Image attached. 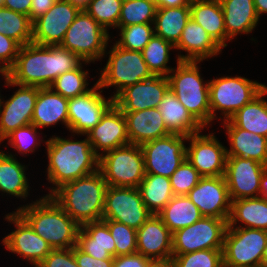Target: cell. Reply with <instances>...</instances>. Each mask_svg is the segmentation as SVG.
Instances as JSON below:
<instances>
[{
    "label": "cell",
    "instance_id": "obj_25",
    "mask_svg": "<svg viewBox=\"0 0 267 267\" xmlns=\"http://www.w3.org/2000/svg\"><path fill=\"white\" fill-rule=\"evenodd\" d=\"M123 114L130 144L141 145L171 134L165 126L158 107L136 112H123Z\"/></svg>",
    "mask_w": 267,
    "mask_h": 267
},
{
    "label": "cell",
    "instance_id": "obj_61",
    "mask_svg": "<svg viewBox=\"0 0 267 267\" xmlns=\"http://www.w3.org/2000/svg\"><path fill=\"white\" fill-rule=\"evenodd\" d=\"M4 0H0V7H3Z\"/></svg>",
    "mask_w": 267,
    "mask_h": 267
},
{
    "label": "cell",
    "instance_id": "obj_55",
    "mask_svg": "<svg viewBox=\"0 0 267 267\" xmlns=\"http://www.w3.org/2000/svg\"><path fill=\"white\" fill-rule=\"evenodd\" d=\"M146 267H175L172 257L167 259L150 260Z\"/></svg>",
    "mask_w": 267,
    "mask_h": 267
},
{
    "label": "cell",
    "instance_id": "obj_34",
    "mask_svg": "<svg viewBox=\"0 0 267 267\" xmlns=\"http://www.w3.org/2000/svg\"><path fill=\"white\" fill-rule=\"evenodd\" d=\"M157 215L171 233L190 226L203 217L187 195H174Z\"/></svg>",
    "mask_w": 267,
    "mask_h": 267
},
{
    "label": "cell",
    "instance_id": "obj_28",
    "mask_svg": "<svg viewBox=\"0 0 267 267\" xmlns=\"http://www.w3.org/2000/svg\"><path fill=\"white\" fill-rule=\"evenodd\" d=\"M224 15L227 41L251 33L259 22L253 0H219Z\"/></svg>",
    "mask_w": 267,
    "mask_h": 267
},
{
    "label": "cell",
    "instance_id": "obj_53",
    "mask_svg": "<svg viewBox=\"0 0 267 267\" xmlns=\"http://www.w3.org/2000/svg\"><path fill=\"white\" fill-rule=\"evenodd\" d=\"M3 7L27 15L30 18L31 0H4Z\"/></svg>",
    "mask_w": 267,
    "mask_h": 267
},
{
    "label": "cell",
    "instance_id": "obj_32",
    "mask_svg": "<svg viewBox=\"0 0 267 267\" xmlns=\"http://www.w3.org/2000/svg\"><path fill=\"white\" fill-rule=\"evenodd\" d=\"M227 227L255 228L267 231V201L261 197L231 201ZM240 224L237 225V224Z\"/></svg>",
    "mask_w": 267,
    "mask_h": 267
},
{
    "label": "cell",
    "instance_id": "obj_10",
    "mask_svg": "<svg viewBox=\"0 0 267 267\" xmlns=\"http://www.w3.org/2000/svg\"><path fill=\"white\" fill-rule=\"evenodd\" d=\"M267 244V231L255 228L227 227L223 242V265L261 267Z\"/></svg>",
    "mask_w": 267,
    "mask_h": 267
},
{
    "label": "cell",
    "instance_id": "obj_58",
    "mask_svg": "<svg viewBox=\"0 0 267 267\" xmlns=\"http://www.w3.org/2000/svg\"><path fill=\"white\" fill-rule=\"evenodd\" d=\"M74 6H77L80 10H84L91 0H68Z\"/></svg>",
    "mask_w": 267,
    "mask_h": 267
},
{
    "label": "cell",
    "instance_id": "obj_20",
    "mask_svg": "<svg viewBox=\"0 0 267 267\" xmlns=\"http://www.w3.org/2000/svg\"><path fill=\"white\" fill-rule=\"evenodd\" d=\"M187 196L202 216L229 219L231 199L224 176L202 177Z\"/></svg>",
    "mask_w": 267,
    "mask_h": 267
},
{
    "label": "cell",
    "instance_id": "obj_42",
    "mask_svg": "<svg viewBox=\"0 0 267 267\" xmlns=\"http://www.w3.org/2000/svg\"><path fill=\"white\" fill-rule=\"evenodd\" d=\"M120 29V38L115 43L127 50L142 51L155 34L154 23L135 24Z\"/></svg>",
    "mask_w": 267,
    "mask_h": 267
},
{
    "label": "cell",
    "instance_id": "obj_59",
    "mask_svg": "<svg viewBox=\"0 0 267 267\" xmlns=\"http://www.w3.org/2000/svg\"><path fill=\"white\" fill-rule=\"evenodd\" d=\"M0 75L2 76V78H4V83L9 80V70L2 64H0ZM1 97L2 96L0 94V98Z\"/></svg>",
    "mask_w": 267,
    "mask_h": 267
},
{
    "label": "cell",
    "instance_id": "obj_21",
    "mask_svg": "<svg viewBox=\"0 0 267 267\" xmlns=\"http://www.w3.org/2000/svg\"><path fill=\"white\" fill-rule=\"evenodd\" d=\"M85 136L88 137L94 152L98 156L130 144L125 116L115 103L105 111L100 122Z\"/></svg>",
    "mask_w": 267,
    "mask_h": 267
},
{
    "label": "cell",
    "instance_id": "obj_9",
    "mask_svg": "<svg viewBox=\"0 0 267 267\" xmlns=\"http://www.w3.org/2000/svg\"><path fill=\"white\" fill-rule=\"evenodd\" d=\"M99 171L108 186L138 188L146 174L140 145L128 144L100 155Z\"/></svg>",
    "mask_w": 267,
    "mask_h": 267
},
{
    "label": "cell",
    "instance_id": "obj_31",
    "mask_svg": "<svg viewBox=\"0 0 267 267\" xmlns=\"http://www.w3.org/2000/svg\"><path fill=\"white\" fill-rule=\"evenodd\" d=\"M190 18L202 26L221 48L227 46L224 15L219 0H191Z\"/></svg>",
    "mask_w": 267,
    "mask_h": 267
},
{
    "label": "cell",
    "instance_id": "obj_46",
    "mask_svg": "<svg viewBox=\"0 0 267 267\" xmlns=\"http://www.w3.org/2000/svg\"><path fill=\"white\" fill-rule=\"evenodd\" d=\"M37 127L34 124H29L23 127H19L12 133H10L5 139L8 141V145L11 148L18 151L20 155L27 156L28 153H33L36 151L38 147H40V142H47L43 141L41 138L37 136L38 131ZM41 139V140H40Z\"/></svg>",
    "mask_w": 267,
    "mask_h": 267
},
{
    "label": "cell",
    "instance_id": "obj_51",
    "mask_svg": "<svg viewBox=\"0 0 267 267\" xmlns=\"http://www.w3.org/2000/svg\"><path fill=\"white\" fill-rule=\"evenodd\" d=\"M151 259L140 253L115 256L113 267H146Z\"/></svg>",
    "mask_w": 267,
    "mask_h": 267
},
{
    "label": "cell",
    "instance_id": "obj_3",
    "mask_svg": "<svg viewBox=\"0 0 267 267\" xmlns=\"http://www.w3.org/2000/svg\"><path fill=\"white\" fill-rule=\"evenodd\" d=\"M16 212L52 249H68L77 245L81 226L52 198L43 196L33 203L18 207Z\"/></svg>",
    "mask_w": 267,
    "mask_h": 267
},
{
    "label": "cell",
    "instance_id": "obj_44",
    "mask_svg": "<svg viewBox=\"0 0 267 267\" xmlns=\"http://www.w3.org/2000/svg\"><path fill=\"white\" fill-rule=\"evenodd\" d=\"M223 249H206L172 255L175 267H222Z\"/></svg>",
    "mask_w": 267,
    "mask_h": 267
},
{
    "label": "cell",
    "instance_id": "obj_29",
    "mask_svg": "<svg viewBox=\"0 0 267 267\" xmlns=\"http://www.w3.org/2000/svg\"><path fill=\"white\" fill-rule=\"evenodd\" d=\"M158 109L171 134L189 137L206 129L189 113L170 88L164 94Z\"/></svg>",
    "mask_w": 267,
    "mask_h": 267
},
{
    "label": "cell",
    "instance_id": "obj_40",
    "mask_svg": "<svg viewBox=\"0 0 267 267\" xmlns=\"http://www.w3.org/2000/svg\"><path fill=\"white\" fill-rule=\"evenodd\" d=\"M88 64V62H82L76 69L67 71L59 75L53 83L50 85V88L62 95L65 98H75L89 92L91 88H87L89 71L83 70L82 64Z\"/></svg>",
    "mask_w": 267,
    "mask_h": 267
},
{
    "label": "cell",
    "instance_id": "obj_54",
    "mask_svg": "<svg viewBox=\"0 0 267 267\" xmlns=\"http://www.w3.org/2000/svg\"><path fill=\"white\" fill-rule=\"evenodd\" d=\"M191 0H154L157 8L190 6Z\"/></svg>",
    "mask_w": 267,
    "mask_h": 267
},
{
    "label": "cell",
    "instance_id": "obj_36",
    "mask_svg": "<svg viewBox=\"0 0 267 267\" xmlns=\"http://www.w3.org/2000/svg\"><path fill=\"white\" fill-rule=\"evenodd\" d=\"M267 87L251 102L239 109L230 120L243 130L267 138Z\"/></svg>",
    "mask_w": 267,
    "mask_h": 267
},
{
    "label": "cell",
    "instance_id": "obj_39",
    "mask_svg": "<svg viewBox=\"0 0 267 267\" xmlns=\"http://www.w3.org/2000/svg\"><path fill=\"white\" fill-rule=\"evenodd\" d=\"M32 23L29 16L0 7V33L21 46L32 43Z\"/></svg>",
    "mask_w": 267,
    "mask_h": 267
},
{
    "label": "cell",
    "instance_id": "obj_47",
    "mask_svg": "<svg viewBox=\"0 0 267 267\" xmlns=\"http://www.w3.org/2000/svg\"><path fill=\"white\" fill-rule=\"evenodd\" d=\"M201 178L197 169L186 158L169 179L174 195H187Z\"/></svg>",
    "mask_w": 267,
    "mask_h": 267
},
{
    "label": "cell",
    "instance_id": "obj_60",
    "mask_svg": "<svg viewBox=\"0 0 267 267\" xmlns=\"http://www.w3.org/2000/svg\"><path fill=\"white\" fill-rule=\"evenodd\" d=\"M267 264V244L264 248L263 255H262V265Z\"/></svg>",
    "mask_w": 267,
    "mask_h": 267
},
{
    "label": "cell",
    "instance_id": "obj_43",
    "mask_svg": "<svg viewBox=\"0 0 267 267\" xmlns=\"http://www.w3.org/2000/svg\"><path fill=\"white\" fill-rule=\"evenodd\" d=\"M122 3L121 0H91L84 10L108 32L109 28H118Z\"/></svg>",
    "mask_w": 267,
    "mask_h": 267
},
{
    "label": "cell",
    "instance_id": "obj_22",
    "mask_svg": "<svg viewBox=\"0 0 267 267\" xmlns=\"http://www.w3.org/2000/svg\"><path fill=\"white\" fill-rule=\"evenodd\" d=\"M168 89V78L154 75L149 79L127 86L114 98V103L122 112L157 108Z\"/></svg>",
    "mask_w": 267,
    "mask_h": 267
},
{
    "label": "cell",
    "instance_id": "obj_18",
    "mask_svg": "<svg viewBox=\"0 0 267 267\" xmlns=\"http://www.w3.org/2000/svg\"><path fill=\"white\" fill-rule=\"evenodd\" d=\"M80 12L68 0H57L43 15L32 23V43L42 46H57Z\"/></svg>",
    "mask_w": 267,
    "mask_h": 267
},
{
    "label": "cell",
    "instance_id": "obj_33",
    "mask_svg": "<svg viewBox=\"0 0 267 267\" xmlns=\"http://www.w3.org/2000/svg\"><path fill=\"white\" fill-rule=\"evenodd\" d=\"M26 167L17 160L15 154L0 150V191L16 198L26 199L30 195Z\"/></svg>",
    "mask_w": 267,
    "mask_h": 267
},
{
    "label": "cell",
    "instance_id": "obj_38",
    "mask_svg": "<svg viewBox=\"0 0 267 267\" xmlns=\"http://www.w3.org/2000/svg\"><path fill=\"white\" fill-rule=\"evenodd\" d=\"M175 46L164 40L162 37L153 35L150 41L141 51L145 63L153 75L168 76L174 69L169 67L170 50H174Z\"/></svg>",
    "mask_w": 267,
    "mask_h": 267
},
{
    "label": "cell",
    "instance_id": "obj_13",
    "mask_svg": "<svg viewBox=\"0 0 267 267\" xmlns=\"http://www.w3.org/2000/svg\"><path fill=\"white\" fill-rule=\"evenodd\" d=\"M188 136L169 134L140 145L146 174H157L170 178L186 159Z\"/></svg>",
    "mask_w": 267,
    "mask_h": 267
},
{
    "label": "cell",
    "instance_id": "obj_17",
    "mask_svg": "<svg viewBox=\"0 0 267 267\" xmlns=\"http://www.w3.org/2000/svg\"><path fill=\"white\" fill-rule=\"evenodd\" d=\"M5 220L14 224L15 230L3 238V246L37 267L53 250L52 247L16 211L7 214Z\"/></svg>",
    "mask_w": 267,
    "mask_h": 267
},
{
    "label": "cell",
    "instance_id": "obj_4",
    "mask_svg": "<svg viewBox=\"0 0 267 267\" xmlns=\"http://www.w3.org/2000/svg\"><path fill=\"white\" fill-rule=\"evenodd\" d=\"M108 184L97 172L59 187L51 196L80 226L102 220Z\"/></svg>",
    "mask_w": 267,
    "mask_h": 267
},
{
    "label": "cell",
    "instance_id": "obj_45",
    "mask_svg": "<svg viewBox=\"0 0 267 267\" xmlns=\"http://www.w3.org/2000/svg\"><path fill=\"white\" fill-rule=\"evenodd\" d=\"M109 228L115 243V256L130 255L137 252V230L114 221L102 220Z\"/></svg>",
    "mask_w": 267,
    "mask_h": 267
},
{
    "label": "cell",
    "instance_id": "obj_11",
    "mask_svg": "<svg viewBox=\"0 0 267 267\" xmlns=\"http://www.w3.org/2000/svg\"><path fill=\"white\" fill-rule=\"evenodd\" d=\"M228 219L201 217L194 224L172 233V255L206 249H223Z\"/></svg>",
    "mask_w": 267,
    "mask_h": 267
},
{
    "label": "cell",
    "instance_id": "obj_16",
    "mask_svg": "<svg viewBox=\"0 0 267 267\" xmlns=\"http://www.w3.org/2000/svg\"><path fill=\"white\" fill-rule=\"evenodd\" d=\"M99 84L75 98L68 99L69 132L77 135H85L99 122L105 111L114 103V99L104 97Z\"/></svg>",
    "mask_w": 267,
    "mask_h": 267
},
{
    "label": "cell",
    "instance_id": "obj_56",
    "mask_svg": "<svg viewBox=\"0 0 267 267\" xmlns=\"http://www.w3.org/2000/svg\"><path fill=\"white\" fill-rule=\"evenodd\" d=\"M259 197L267 201V169L260 178Z\"/></svg>",
    "mask_w": 267,
    "mask_h": 267
},
{
    "label": "cell",
    "instance_id": "obj_8",
    "mask_svg": "<svg viewBox=\"0 0 267 267\" xmlns=\"http://www.w3.org/2000/svg\"><path fill=\"white\" fill-rule=\"evenodd\" d=\"M110 38L106 29L85 10H80L60 46L75 53L84 62L94 63L105 57Z\"/></svg>",
    "mask_w": 267,
    "mask_h": 267
},
{
    "label": "cell",
    "instance_id": "obj_1",
    "mask_svg": "<svg viewBox=\"0 0 267 267\" xmlns=\"http://www.w3.org/2000/svg\"><path fill=\"white\" fill-rule=\"evenodd\" d=\"M83 62L75 53L57 46L29 43L20 47L9 79L23 86L50 87L61 74Z\"/></svg>",
    "mask_w": 267,
    "mask_h": 267
},
{
    "label": "cell",
    "instance_id": "obj_6",
    "mask_svg": "<svg viewBox=\"0 0 267 267\" xmlns=\"http://www.w3.org/2000/svg\"><path fill=\"white\" fill-rule=\"evenodd\" d=\"M267 85L241 76H224L209 81L211 123L221 112L219 120H229L239 109L257 97Z\"/></svg>",
    "mask_w": 267,
    "mask_h": 267
},
{
    "label": "cell",
    "instance_id": "obj_24",
    "mask_svg": "<svg viewBox=\"0 0 267 267\" xmlns=\"http://www.w3.org/2000/svg\"><path fill=\"white\" fill-rule=\"evenodd\" d=\"M175 50H180L177 59L183 61H200L215 57L223 50L205 29L190 18L182 31ZM185 51V55L181 54Z\"/></svg>",
    "mask_w": 267,
    "mask_h": 267
},
{
    "label": "cell",
    "instance_id": "obj_48",
    "mask_svg": "<svg viewBox=\"0 0 267 267\" xmlns=\"http://www.w3.org/2000/svg\"><path fill=\"white\" fill-rule=\"evenodd\" d=\"M37 267H79L74 257V247L53 249Z\"/></svg>",
    "mask_w": 267,
    "mask_h": 267
},
{
    "label": "cell",
    "instance_id": "obj_27",
    "mask_svg": "<svg viewBox=\"0 0 267 267\" xmlns=\"http://www.w3.org/2000/svg\"><path fill=\"white\" fill-rule=\"evenodd\" d=\"M62 122L69 130L68 98L54 92L50 87L39 88L32 115V124L38 129Z\"/></svg>",
    "mask_w": 267,
    "mask_h": 267
},
{
    "label": "cell",
    "instance_id": "obj_26",
    "mask_svg": "<svg viewBox=\"0 0 267 267\" xmlns=\"http://www.w3.org/2000/svg\"><path fill=\"white\" fill-rule=\"evenodd\" d=\"M222 122L230 142L227 156L249 158L267 166L266 137L238 128L230 119Z\"/></svg>",
    "mask_w": 267,
    "mask_h": 267
},
{
    "label": "cell",
    "instance_id": "obj_37",
    "mask_svg": "<svg viewBox=\"0 0 267 267\" xmlns=\"http://www.w3.org/2000/svg\"><path fill=\"white\" fill-rule=\"evenodd\" d=\"M138 189L143 203L148 210L155 215H157L174 196L170 179L157 174H145Z\"/></svg>",
    "mask_w": 267,
    "mask_h": 267
},
{
    "label": "cell",
    "instance_id": "obj_2",
    "mask_svg": "<svg viewBox=\"0 0 267 267\" xmlns=\"http://www.w3.org/2000/svg\"><path fill=\"white\" fill-rule=\"evenodd\" d=\"M45 143L47 152V180L51 187L46 196H51L62 185L93 174L99 170V156L86 137L72 140L52 136Z\"/></svg>",
    "mask_w": 267,
    "mask_h": 267
},
{
    "label": "cell",
    "instance_id": "obj_50",
    "mask_svg": "<svg viewBox=\"0 0 267 267\" xmlns=\"http://www.w3.org/2000/svg\"><path fill=\"white\" fill-rule=\"evenodd\" d=\"M74 257L79 267H113V259H97L74 246Z\"/></svg>",
    "mask_w": 267,
    "mask_h": 267
},
{
    "label": "cell",
    "instance_id": "obj_57",
    "mask_svg": "<svg viewBox=\"0 0 267 267\" xmlns=\"http://www.w3.org/2000/svg\"><path fill=\"white\" fill-rule=\"evenodd\" d=\"M253 1L257 16L260 19L263 13L267 14V0H253Z\"/></svg>",
    "mask_w": 267,
    "mask_h": 267
},
{
    "label": "cell",
    "instance_id": "obj_5",
    "mask_svg": "<svg viewBox=\"0 0 267 267\" xmlns=\"http://www.w3.org/2000/svg\"><path fill=\"white\" fill-rule=\"evenodd\" d=\"M174 68L167 76L169 88L189 113L205 128L211 124L209 102V80L201 77L200 61L176 60Z\"/></svg>",
    "mask_w": 267,
    "mask_h": 267
},
{
    "label": "cell",
    "instance_id": "obj_15",
    "mask_svg": "<svg viewBox=\"0 0 267 267\" xmlns=\"http://www.w3.org/2000/svg\"><path fill=\"white\" fill-rule=\"evenodd\" d=\"M202 131L188 137L186 158L202 177L224 176L226 166V147L214 133L201 134Z\"/></svg>",
    "mask_w": 267,
    "mask_h": 267
},
{
    "label": "cell",
    "instance_id": "obj_19",
    "mask_svg": "<svg viewBox=\"0 0 267 267\" xmlns=\"http://www.w3.org/2000/svg\"><path fill=\"white\" fill-rule=\"evenodd\" d=\"M266 169L253 159L227 156L224 177L231 201L259 197L260 178Z\"/></svg>",
    "mask_w": 267,
    "mask_h": 267
},
{
    "label": "cell",
    "instance_id": "obj_23",
    "mask_svg": "<svg viewBox=\"0 0 267 267\" xmlns=\"http://www.w3.org/2000/svg\"><path fill=\"white\" fill-rule=\"evenodd\" d=\"M137 253L153 259L172 257V233L162 219L152 214L137 230Z\"/></svg>",
    "mask_w": 267,
    "mask_h": 267
},
{
    "label": "cell",
    "instance_id": "obj_52",
    "mask_svg": "<svg viewBox=\"0 0 267 267\" xmlns=\"http://www.w3.org/2000/svg\"><path fill=\"white\" fill-rule=\"evenodd\" d=\"M57 0H31L30 20L35 19L45 14Z\"/></svg>",
    "mask_w": 267,
    "mask_h": 267
},
{
    "label": "cell",
    "instance_id": "obj_41",
    "mask_svg": "<svg viewBox=\"0 0 267 267\" xmlns=\"http://www.w3.org/2000/svg\"><path fill=\"white\" fill-rule=\"evenodd\" d=\"M157 5L154 0H128L122 3L118 27L154 23Z\"/></svg>",
    "mask_w": 267,
    "mask_h": 267
},
{
    "label": "cell",
    "instance_id": "obj_7",
    "mask_svg": "<svg viewBox=\"0 0 267 267\" xmlns=\"http://www.w3.org/2000/svg\"><path fill=\"white\" fill-rule=\"evenodd\" d=\"M107 53L108 60L105 67L101 68L100 77L97 80L100 88L114 87L116 92L113 99L127 86L146 80L154 76L149 70L140 51H131L113 43Z\"/></svg>",
    "mask_w": 267,
    "mask_h": 267
},
{
    "label": "cell",
    "instance_id": "obj_35",
    "mask_svg": "<svg viewBox=\"0 0 267 267\" xmlns=\"http://www.w3.org/2000/svg\"><path fill=\"white\" fill-rule=\"evenodd\" d=\"M189 19L190 6L157 8L154 21L155 35L176 46Z\"/></svg>",
    "mask_w": 267,
    "mask_h": 267
},
{
    "label": "cell",
    "instance_id": "obj_14",
    "mask_svg": "<svg viewBox=\"0 0 267 267\" xmlns=\"http://www.w3.org/2000/svg\"><path fill=\"white\" fill-rule=\"evenodd\" d=\"M5 86L19 87L6 101L0 98V144L5 138L18 129L32 123V115L40 87L23 86L10 79Z\"/></svg>",
    "mask_w": 267,
    "mask_h": 267
},
{
    "label": "cell",
    "instance_id": "obj_30",
    "mask_svg": "<svg viewBox=\"0 0 267 267\" xmlns=\"http://www.w3.org/2000/svg\"><path fill=\"white\" fill-rule=\"evenodd\" d=\"M84 253L97 259H114L115 243L108 226L101 220L81 226L77 245Z\"/></svg>",
    "mask_w": 267,
    "mask_h": 267
},
{
    "label": "cell",
    "instance_id": "obj_49",
    "mask_svg": "<svg viewBox=\"0 0 267 267\" xmlns=\"http://www.w3.org/2000/svg\"><path fill=\"white\" fill-rule=\"evenodd\" d=\"M20 47L17 41L0 33V64L10 70L16 62Z\"/></svg>",
    "mask_w": 267,
    "mask_h": 267
},
{
    "label": "cell",
    "instance_id": "obj_12",
    "mask_svg": "<svg viewBox=\"0 0 267 267\" xmlns=\"http://www.w3.org/2000/svg\"><path fill=\"white\" fill-rule=\"evenodd\" d=\"M151 215L138 188L107 187L102 220H114L138 230Z\"/></svg>",
    "mask_w": 267,
    "mask_h": 267
}]
</instances>
